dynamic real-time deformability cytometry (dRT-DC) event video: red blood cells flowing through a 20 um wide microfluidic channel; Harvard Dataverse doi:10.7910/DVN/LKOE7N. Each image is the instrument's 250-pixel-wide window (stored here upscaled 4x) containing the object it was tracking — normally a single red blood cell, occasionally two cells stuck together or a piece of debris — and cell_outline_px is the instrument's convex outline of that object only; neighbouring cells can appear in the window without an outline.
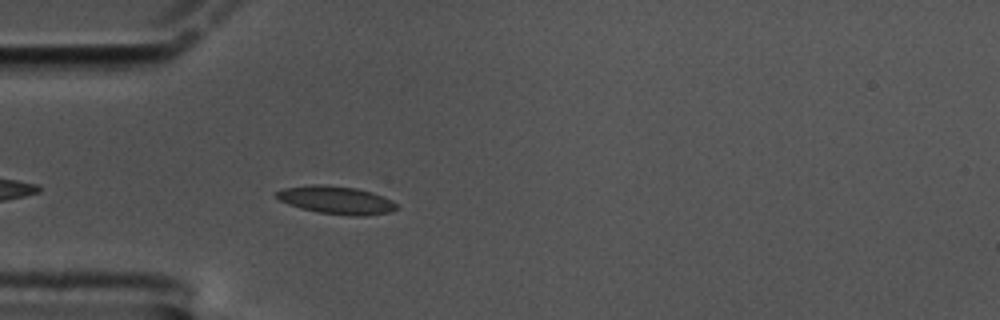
{"species": "common noctule bat (a hibernating species)", "species_latin": "Nyctalus noctula", "temperature_condition": "cold", "stored_images_in_passage": 48, "camera_frame_rate_fps": 3000, "um_per_image_px": 0.085, "animal": {"sex": "male", "body_mass_g": 17.5, "forearm_length_mm": 52.3}, "frame": {"image": 1, "passage_image": 5, "time_ms": 1.333, "image_size_px": [1000, 320], "cell_outline_px": [[396, 208], [388, 212], [364, 216], [352, 216], [320, 212], [300, 208], [288, 204], [272, 196], [276, 192], [284, 188], [312, 184], [316, 184], [356, 188], [372, 192], [392, 200], [396, 204]], "centroid_in_image_um": [28.54, 17.0], "position_along_channel_um": 56.5, "area_um2": 19.36}}
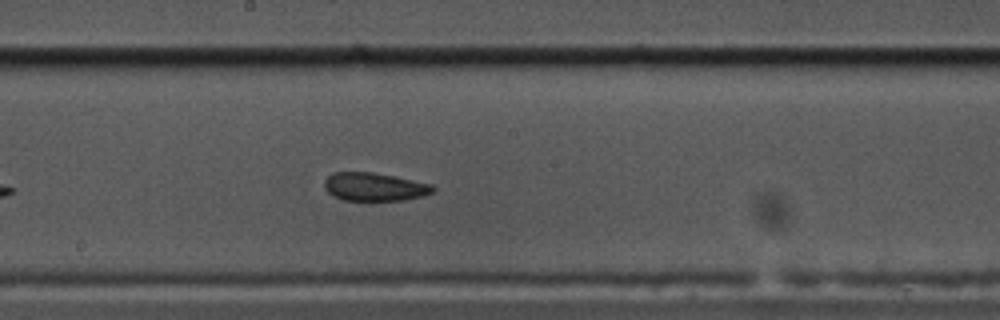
{"frame": {"image": 2, "passage_image": 20, "time_ms": 6.333, "image_size_px": [1000, 320], "cell_outline_px": [[436, 192], [424, 196], [404, 200], [344, 200], [332, 196], [324, 188], [324, 180], [332, 172], [372, 172], [432, 184], [436, 188]], "centroid_in_image_um": [31.84, 15.88], "position_along_channel_um": 216.4, "area_um2": 17.98}}
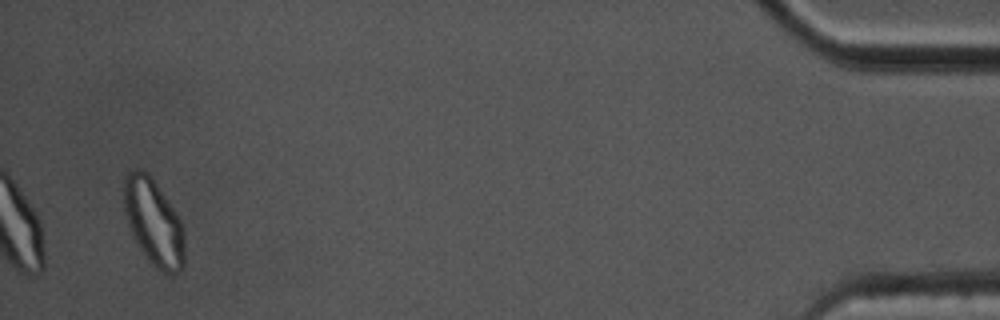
{"frame": {"image": 3, "passage_image": 46, "time_ms": 15.0, "image_size_px": [1000, 320], "cell_outline_px": [[184, 268], [180, 272], [172, 276], [156, 268], [148, 260], [136, 244], [128, 228], [124, 216], [124, 176], [132, 168], [140, 168], [156, 184], [180, 220], [184, 236]], "centroid_in_image_um": [13.03, 18.95], "position_along_channel_um": 422.2, "area_um2": 30.63}, "authors_computed_cell_mechanics": {"area_um2": 18.5249, "velocity_mm_per_s": 3.3035, "shape_relaxation_time_tau1_ms": null, "shape_relaxation_time_tau2_ms": 1.4792, "deformation_change_tau1": null, "deformation_change_tau2": 0.0776}}